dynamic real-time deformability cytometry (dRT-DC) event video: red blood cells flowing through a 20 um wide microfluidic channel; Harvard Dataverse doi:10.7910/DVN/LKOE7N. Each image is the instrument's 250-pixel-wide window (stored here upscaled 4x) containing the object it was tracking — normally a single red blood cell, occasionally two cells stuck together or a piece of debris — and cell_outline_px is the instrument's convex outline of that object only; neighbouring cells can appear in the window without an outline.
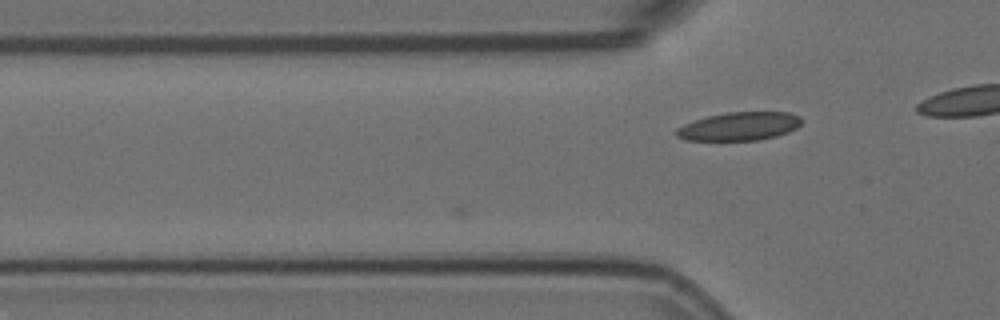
{"species": "Egyptian fruit bat (a non-hibernating species)", "species_latin": "Rousettus aegyptiacus", "temperature_condition": "room temperature", "stored_images_in_passage": 6, "camera_frame_rate_fps": 3000, "um_per_image_px": 0.085, "animal": {"sex": "female"}, "frame": {"image": 1, "passage_image": 6, "time_ms": 1.667, "image_size_px": [1000, 320], "cell_outline_px": [[800, 124], [796, 128], [788, 132], [776, 136], [760, 140], [684, 140], [676, 136], [676, 128], [684, 124], [708, 116], [728, 112], [792, 112], [800, 116]], "centroid_in_image_um": [62.85, 10.74], "position_along_channel_um": 63.0, "area_um2": 20.63}}